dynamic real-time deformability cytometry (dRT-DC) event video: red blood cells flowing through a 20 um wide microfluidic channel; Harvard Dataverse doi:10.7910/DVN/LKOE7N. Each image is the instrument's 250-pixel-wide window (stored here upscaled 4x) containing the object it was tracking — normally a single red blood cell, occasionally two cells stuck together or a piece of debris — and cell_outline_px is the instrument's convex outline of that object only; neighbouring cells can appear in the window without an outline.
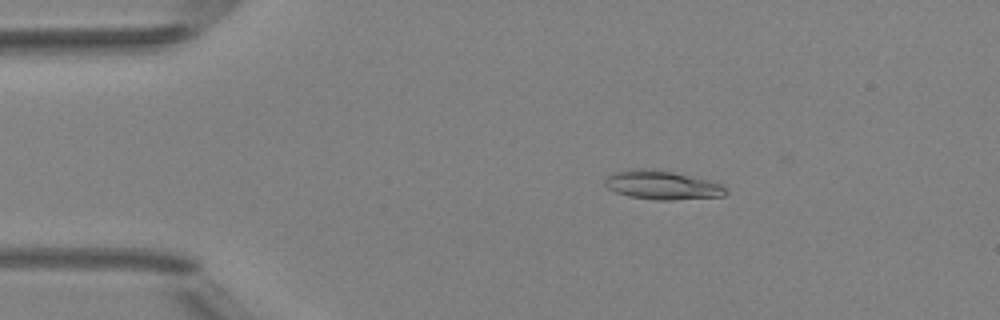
{"species": "Egyptian fruit bat (a non-hibernating species)", "species_latin": "Rousettus aegyptiacus", "temperature_condition": "room temperature", "stored_images_in_passage": 4, "camera_frame_rate_fps": 3000, "um_per_image_px": 0.085, "animal": {"sex": "female"}, "frame": {"image": 1, "passage_image": 1, "time_ms": 0.0, "image_size_px": [1000, 320], "cell_outline_px": [[728, 192], [724, 196], [672, 200], [656, 200], [628, 196], [616, 192], [608, 188], [604, 184], [604, 180], [612, 172], [632, 168], [672, 172], [708, 180], [724, 184], [728, 188]], "centroid_in_image_um": [56.3, 15.74], "position_along_channel_um": 28.7, "area_um2": 20.29}}
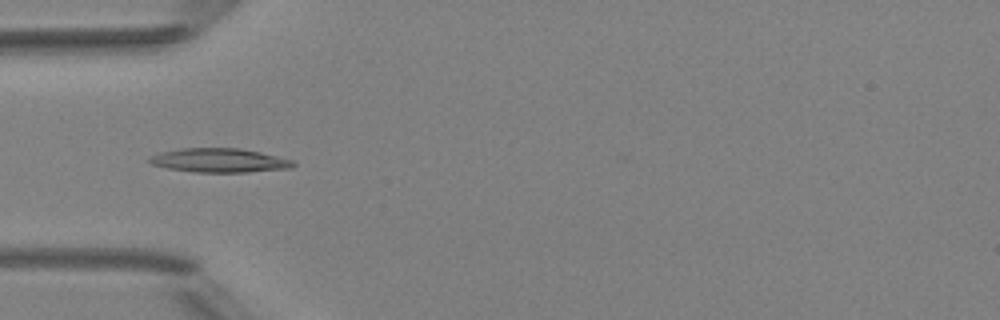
{"frame": {"image": 2, "passage_image": 3, "time_ms": 2.333, "image_size_px": [1000, 320], "cell_outline_px": [[296, 164], [292, 168], [248, 172], [192, 172], [168, 168], [152, 164], [148, 160], [152, 156], [160, 152], [180, 148], [240, 148], [260, 152], [292, 160]], "centroid_in_image_um": [18.66, 13.63], "position_along_channel_um": 66.3, "area_um2": 20.06}}
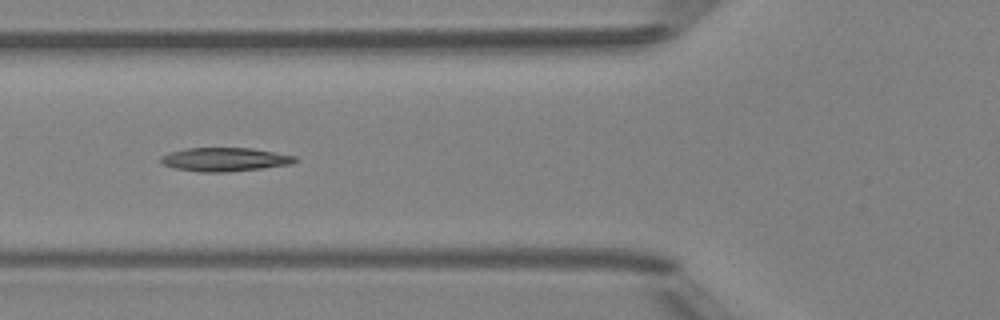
{"frame": {"image": 3, "passage_image": 4, "time_ms": 3.333, "image_size_px": [1000, 320], "cell_outline_px": [[296, 160], [292, 164], [260, 168], [224, 172], [200, 172], [176, 168], [164, 164], [160, 160], [160, 156], [168, 152], [188, 148], [252, 148], [296, 156]], "centroid_in_image_um": [19.08, 13.54], "position_along_channel_um": 106.7, "area_um2": 18.32}}